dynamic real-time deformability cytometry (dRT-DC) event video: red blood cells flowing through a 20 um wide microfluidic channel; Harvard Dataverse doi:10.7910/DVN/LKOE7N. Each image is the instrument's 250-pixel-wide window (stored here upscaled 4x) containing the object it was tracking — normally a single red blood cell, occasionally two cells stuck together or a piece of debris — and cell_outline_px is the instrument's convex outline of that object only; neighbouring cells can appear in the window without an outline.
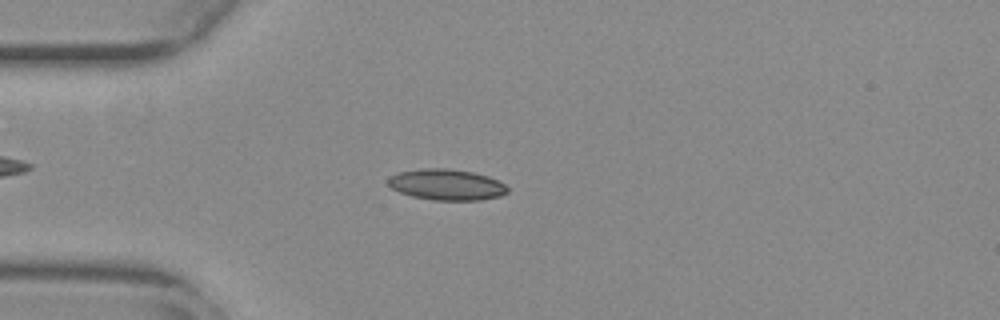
{"species": "common noctule bat (a hibernating species)", "species_latin": "Nyctalus noctula", "temperature_condition": "warm", "stored_images_in_passage": 51, "camera_frame_rate_fps": 3000, "um_per_image_px": 0.085, "animal": {"sex": "female", "body_mass_g": 29.2, "forearm_length_mm": 56.3}, "frame": {"image": 1, "passage_image": 11, "time_ms": 3.333, "image_size_px": [1000, 320], "cell_outline_px": [[508, 192], [500, 196], [480, 200], [432, 200], [412, 196], [400, 192], [392, 188], [388, 184], [388, 176], [396, 172], [420, 168], [448, 168], [472, 172], [488, 176], [504, 184], [508, 188]], "centroid_in_image_um": [37.92, 15.68], "position_along_channel_um": 47.1, "area_um2": 21.68}}
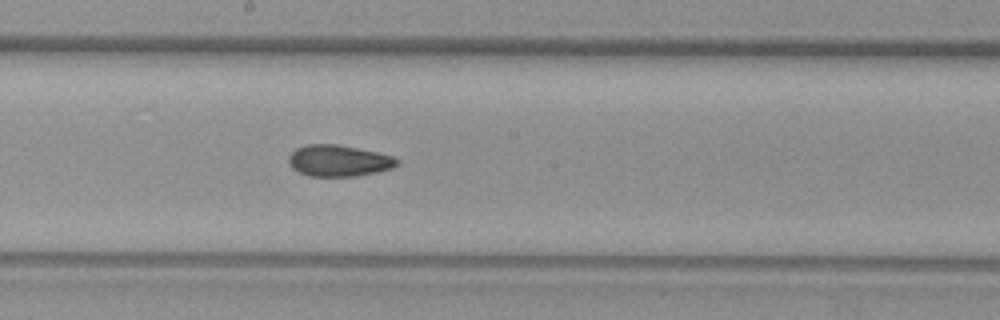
{"frame": {"image": 2, "passage_image": 26, "time_ms": 8.333, "image_size_px": [1000, 320], "cell_outline_px": [[400, 164], [392, 168], [376, 172], [356, 176], [308, 176], [292, 168], [288, 164], [288, 156], [296, 148], [304, 144], [336, 144], [376, 152], [392, 156], [400, 160]], "centroid_in_image_um": [28.77, 13.66], "position_along_channel_um": 219.4, "area_um2": 19.88}}
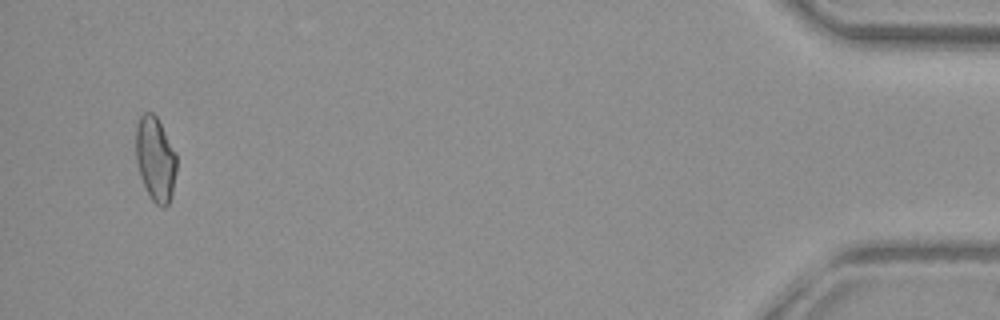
{"frame": {"image": 3, "passage_image": 49, "time_ms": 16.0, "image_size_px": [1000, 320], "cell_outline_px": [[176, 172], [172, 192], [168, 204], [164, 208], [160, 208], [152, 200], [140, 176], [136, 160], [136, 124], [140, 116], [144, 112], [152, 112], [156, 116], [176, 152]], "centroid_in_image_um": [13.2, 13.51], "position_along_channel_um": 422.0, "area_um2": 20.0}, "authors_computed_cell_mechanics": {"area_um2": 19.941, "velocity_mm_per_s": 3.7636, "shape_relaxation_time_tau1_ms": null, "shape_relaxation_time_tau2_ms": 2.3478, "deformation_change_tau1": null, "deformation_change_tau2": 0.0741}}